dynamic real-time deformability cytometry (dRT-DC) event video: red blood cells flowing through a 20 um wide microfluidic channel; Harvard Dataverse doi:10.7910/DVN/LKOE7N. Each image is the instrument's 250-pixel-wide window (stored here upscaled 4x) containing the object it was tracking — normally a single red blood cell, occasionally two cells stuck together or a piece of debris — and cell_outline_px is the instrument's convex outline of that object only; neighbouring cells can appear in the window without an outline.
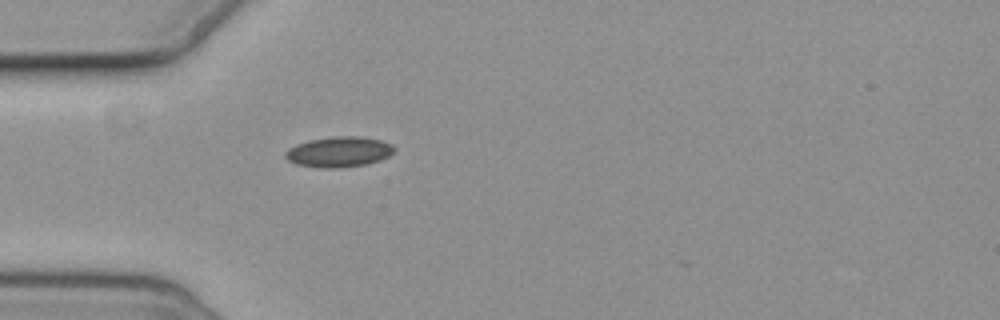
{"species": "common noctule bat (a hibernating species)", "species_latin": "Nyctalus noctula", "temperature_condition": "cold", "stored_images_in_passage": 1, "camera_frame_rate_fps": 3000, "um_per_image_px": 0.085, "animal": {"sex": "female", "body_mass_g": 19.3, "forearm_length_mm": 54.1}, "frame": {"image": 1, "passage_image": 1, "time_ms": 0.0, "image_size_px": [1000, 320], "cell_outline_px": [[396, 148], [388, 156], [380, 160], [368, 164], [340, 168], [320, 168], [296, 164], [288, 160], [284, 156], [284, 152], [288, 148], [296, 144], [308, 140], [332, 136], [360, 136], [380, 140], [392, 144]], "centroid_in_image_um": [28.79, 12.91], "position_along_channel_um": 56.2, "area_um2": 19.54}}